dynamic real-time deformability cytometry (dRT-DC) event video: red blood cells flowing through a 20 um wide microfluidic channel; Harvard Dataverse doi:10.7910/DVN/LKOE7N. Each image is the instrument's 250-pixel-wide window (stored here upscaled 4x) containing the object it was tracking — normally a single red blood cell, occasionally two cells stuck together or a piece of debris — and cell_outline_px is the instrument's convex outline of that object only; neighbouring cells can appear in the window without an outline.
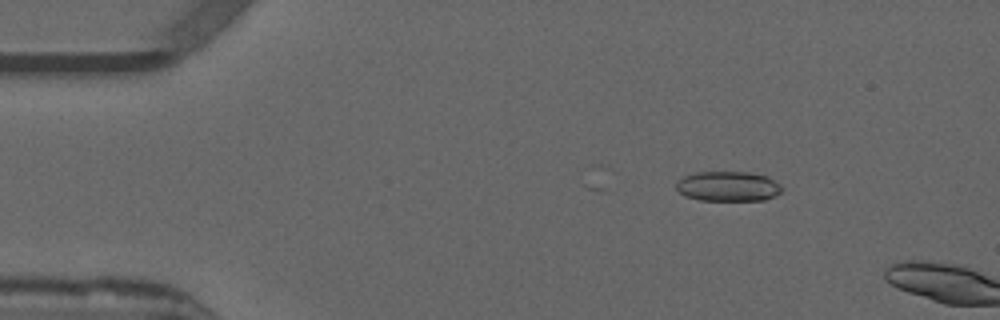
{"species": "common noctule bat (a hibernating species)", "species_latin": "Nyctalus noctula", "temperature_condition": "warm", "stored_images_in_passage": 9, "camera_frame_rate_fps": 3000, "um_per_image_px": 0.085, "animal": {"sex": "male", "forearm_length_mm": 52.5}, "frame": {"image": 1, "passage_image": 7, "time_ms": 2.0, "image_size_px": [1000, 320], "cell_outline_px": [[784, 188], [776, 196], [764, 200], [700, 200], [684, 196], [676, 188], [676, 184], [684, 176], [696, 172], [748, 172], [768, 176], [780, 184]], "centroid_in_image_um": [61.92, 15.84], "position_along_channel_um": 23.1, "area_um2": 18.5}}